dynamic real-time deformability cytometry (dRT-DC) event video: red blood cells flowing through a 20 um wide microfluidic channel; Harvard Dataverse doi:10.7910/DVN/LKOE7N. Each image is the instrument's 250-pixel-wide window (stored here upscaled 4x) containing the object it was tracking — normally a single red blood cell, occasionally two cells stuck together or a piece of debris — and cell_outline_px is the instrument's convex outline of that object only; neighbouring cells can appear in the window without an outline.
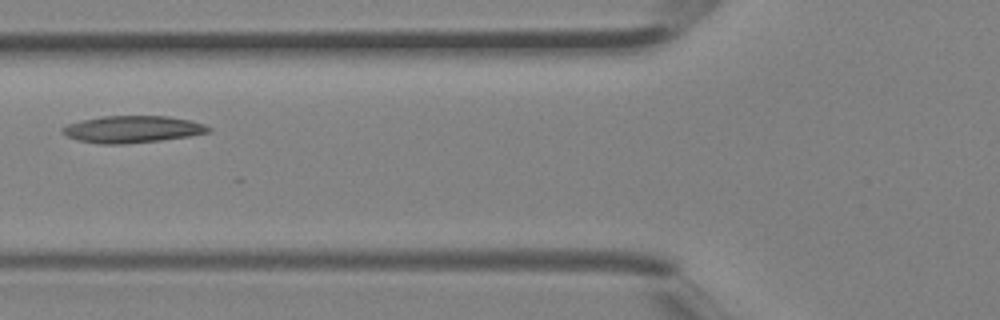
{"species": "Egyptian fruit bat (a non-hibernating species)", "species_latin": "Rousettus aegyptiacus", "temperature_condition": "room temperature", "stored_images_in_passage": 3, "camera_frame_rate_fps": 3000, "um_per_image_px": 0.085, "animal": {"sex": "female"}, "frame": {"image": 1, "passage_image": 3, "time_ms": 0.667, "image_size_px": [1000, 320], "cell_outline_px": [[212, 128], [208, 132], [188, 136], [160, 140], [124, 144], [100, 144], [80, 140], [68, 136], [60, 132], [60, 128], [68, 124], [100, 116], [168, 116], [192, 120], [204, 124]], "centroid_in_image_um": [11.25, 10.98], "position_along_channel_um": 114.5, "area_um2": 22.83}}